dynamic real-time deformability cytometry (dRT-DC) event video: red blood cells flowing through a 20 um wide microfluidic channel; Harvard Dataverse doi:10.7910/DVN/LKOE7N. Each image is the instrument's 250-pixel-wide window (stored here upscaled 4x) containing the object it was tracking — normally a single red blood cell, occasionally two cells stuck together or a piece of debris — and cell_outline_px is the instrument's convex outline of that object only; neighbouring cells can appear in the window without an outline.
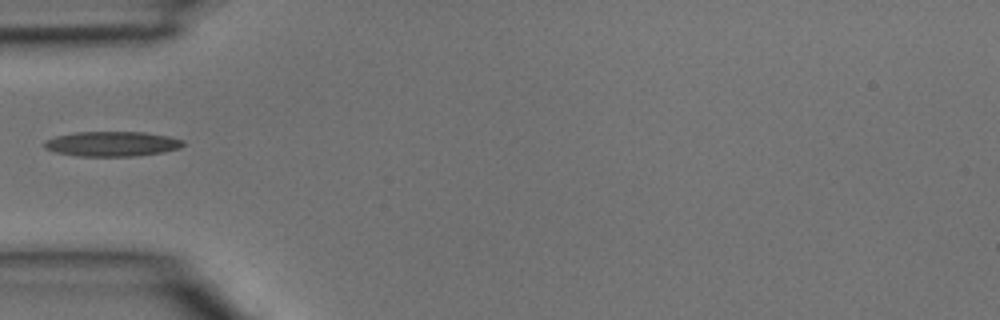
{"species": "common noctule bat (a hibernating species)", "species_latin": "Nyctalus noctula", "temperature_condition": "room temperature", "stored_images_in_passage": 2, "camera_frame_rate_fps": 3000, "um_per_image_px": 0.085, "animal": {"sex": "male", "body_mass_g": 15.6}, "frame": {"image": 1, "passage_image": 2, "time_ms": 0.333, "image_size_px": [1000, 320], "cell_outline_px": [[184, 144], [180, 148], [164, 152], [136, 156], [76, 156], [56, 152], [44, 148], [44, 140], [56, 136], [76, 132], [144, 132], [168, 136], [184, 140]], "centroid_in_image_um": [9.52, 12.23], "position_along_channel_um": 75.5, "area_um2": 20.23}}